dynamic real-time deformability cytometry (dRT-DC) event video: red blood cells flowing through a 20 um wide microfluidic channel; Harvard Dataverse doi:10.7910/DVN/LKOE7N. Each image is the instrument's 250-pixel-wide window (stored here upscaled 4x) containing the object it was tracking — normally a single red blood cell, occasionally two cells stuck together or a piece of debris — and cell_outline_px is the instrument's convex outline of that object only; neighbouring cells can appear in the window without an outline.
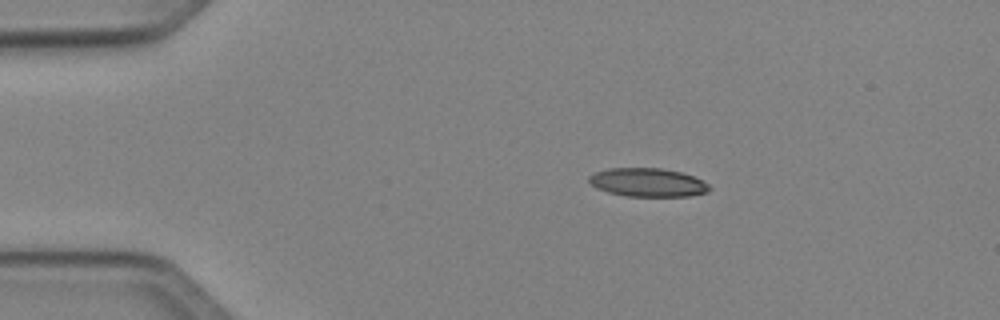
{"species": "Egyptian fruit bat (a non-hibernating species)", "species_latin": "Rousettus aegyptiacus", "temperature_condition": "cold", "stored_images_in_passage": 5, "camera_frame_rate_fps": 3000, "um_per_image_px": 0.085, "animal": {"sex": "female"}, "frame": {"image": 1, "passage_image": 2, "time_ms": 1.333, "image_size_px": [1000, 320], "cell_outline_px": [[712, 188], [708, 192], [688, 196], [624, 196], [608, 192], [596, 188], [588, 180], [588, 176], [596, 172], [608, 168], [660, 168], [680, 172], [692, 176], [708, 184]], "centroid_in_image_um": [55.04, 15.51], "position_along_channel_um": 30.0, "area_um2": 19.94}}
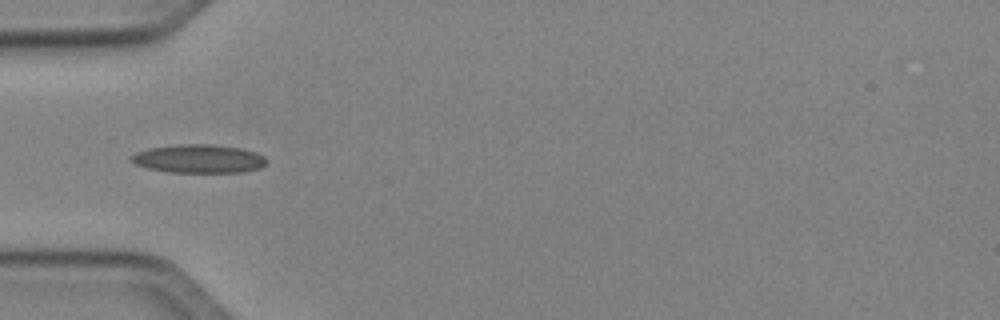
{"frame": {"image": 2, "passage_image": 4, "time_ms": 3.667, "image_size_px": [1000, 320], "cell_outline_px": [[268, 160], [260, 168], [244, 172], [168, 172], [148, 168], [136, 164], [128, 160], [128, 156], [136, 152], [148, 148], [176, 144], [212, 144], [240, 148], [256, 152], [264, 156]], "centroid_in_image_um": [16.86, 13.49], "position_along_channel_um": 68.1, "area_um2": 22.66}}
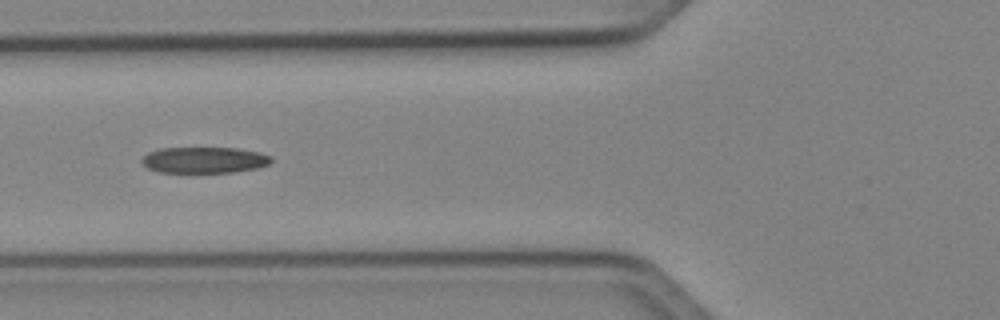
{"frame": {"image": 3, "passage_image": 5, "time_ms": 4.667, "image_size_px": [1000, 320], "cell_outline_px": [[272, 160], [268, 164], [256, 168], [232, 172], [188, 176], [160, 172], [148, 168], [140, 160], [148, 152], [160, 148], [236, 148], [260, 152], [272, 156]], "centroid_in_image_um": [17.32, 13.65], "position_along_channel_um": 108.5, "area_um2": 20.63}}